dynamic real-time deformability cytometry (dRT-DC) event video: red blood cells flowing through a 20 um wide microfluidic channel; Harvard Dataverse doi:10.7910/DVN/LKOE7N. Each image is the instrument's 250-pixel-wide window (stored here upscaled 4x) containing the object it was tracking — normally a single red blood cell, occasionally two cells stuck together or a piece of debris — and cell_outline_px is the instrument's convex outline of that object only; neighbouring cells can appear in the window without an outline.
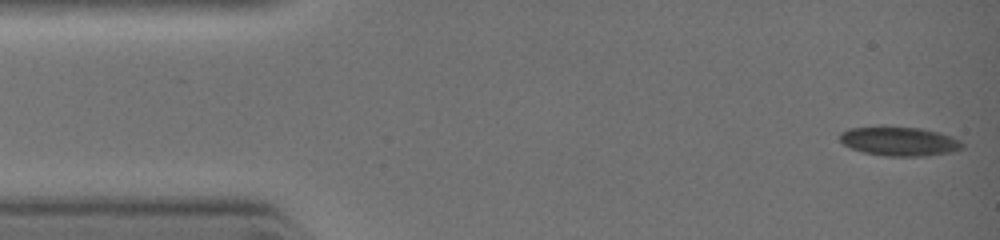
{"species": "common noctule bat (a hibernating species)", "species_latin": "Nyctalus noctula", "temperature_condition": "warm", "stored_images_in_passage": 31, "camera_frame_rate_fps": 3000, "um_per_image_px": 0.085, "animal": {"sex": "female", "body_mass_g": 19.0, "forearm_length_mm": 51.5}, "frame": {"image": 1, "passage_image": 1, "time_ms": 0.0, "image_size_px": [1000, 240], "cell_outline_px": [[964, 148], [948, 152], [912, 156], [892, 156], [864, 152], [852, 148], [844, 144], [840, 140], [840, 132], [848, 128], [884, 124], [920, 128], [940, 132], [952, 136], [960, 140], [964, 144]], "centroid_in_image_um": [76.41, 11.95], "position_along_channel_um": 8.6, "area_um2": 21.1}}
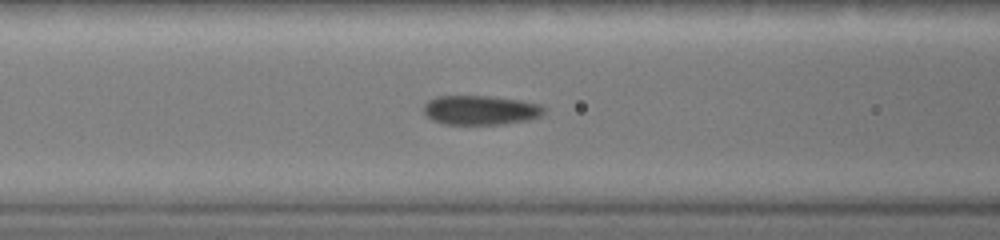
{"frame": {"image": 2, "passage_image": 23, "time_ms": 4.0, "image_size_px": [1000, 240], "cell_outline_px": [[544, 112], [540, 116], [528, 120], [504, 124], [444, 124], [432, 120], [424, 112], [424, 104], [428, 100], [436, 96], [492, 96], [520, 100], [540, 104], [544, 108]], "centroid_in_image_um": [40.84, 9.35], "position_along_channel_um": 125.8, "area_um2": 20.63}}
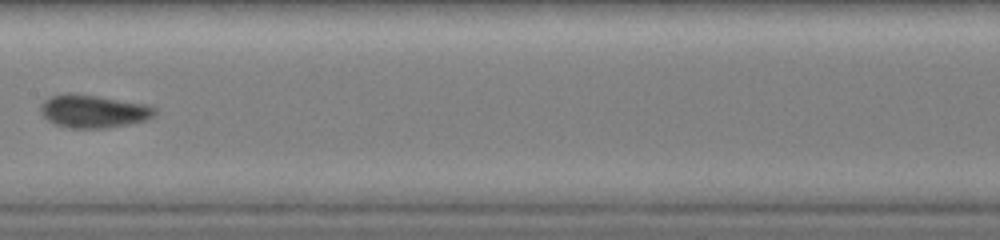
{"frame": {"image": 3, "passage_image": 30, "time_ms": 5.333, "image_size_px": [1000, 240], "cell_outline_px": [[156, 112], [152, 116], [144, 120], [104, 128], [68, 128], [56, 124], [48, 120], [40, 112], [40, 104], [48, 96], [68, 92], [72, 92], [144, 104], [156, 108]], "centroid_in_image_um": [7.85, 9.44], "position_along_channel_um": 199.6, "area_um2": 21.73}}